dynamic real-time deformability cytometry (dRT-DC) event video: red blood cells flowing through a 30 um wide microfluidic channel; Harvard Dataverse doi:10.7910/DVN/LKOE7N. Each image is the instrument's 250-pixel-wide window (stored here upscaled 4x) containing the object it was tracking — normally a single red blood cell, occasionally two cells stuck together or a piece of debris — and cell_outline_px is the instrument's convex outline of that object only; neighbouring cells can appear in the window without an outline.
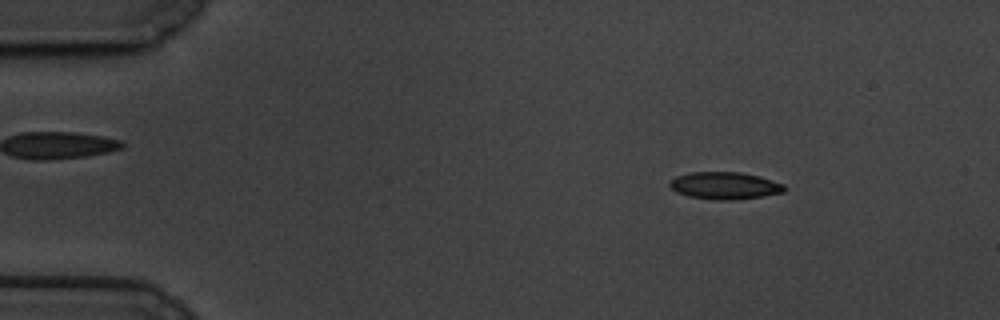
{"species": "common noctule bat (a hibernating species)", "species_latin": "Nyctalus noctula", "temperature_condition": "cold", "stored_images_in_passage": 59, "camera_frame_rate_fps": 3000, "um_per_image_px": 0.085, "animal": {"sex": "male", "body_mass_g": 19.5, "forearm_length_mm": 54.6}, "frame": {"image": 1, "passage_image": 8, "time_ms": 2.333, "image_size_px": [1000, 320], "cell_outline_px": [[788, 188], [784, 192], [760, 196], [732, 200], [712, 200], [688, 196], [676, 192], [668, 184], [668, 180], [676, 176], [692, 172], [740, 172], [760, 176], [784, 184]], "centroid_in_image_um": [61.59, 15.77], "position_along_channel_um": 23.4, "area_um2": 18.32}}
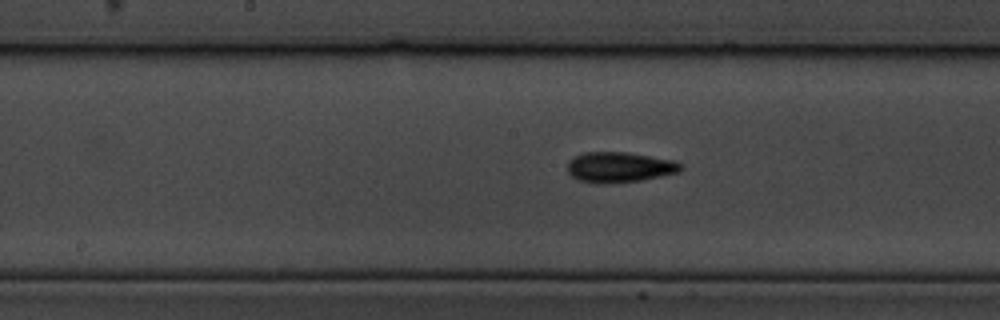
{"frame": {"image": 2, "passage_image": 30, "time_ms": 9.667, "image_size_px": [1000, 320], "cell_outline_px": [[684, 168], [680, 172], [640, 180], [608, 184], [596, 184], [580, 180], [572, 176], [568, 172], [568, 160], [572, 156], [584, 152], [628, 152], [672, 160], [684, 164]], "centroid_in_image_um": [52.65, 14.21], "position_along_channel_um": 195.6, "area_um2": 20.29}}
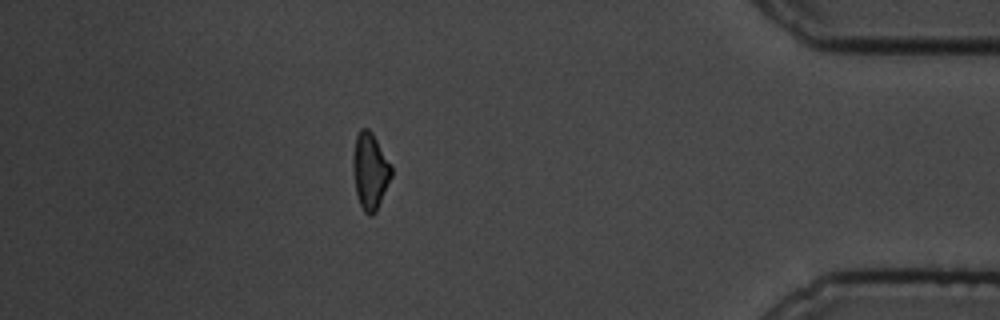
{"frame": {"image": 3, "passage_image": 52, "time_ms": 17.0, "image_size_px": [1000, 320], "cell_outline_px": [[392, 176], [376, 212], [372, 216], [368, 216], [364, 212], [356, 196], [352, 168], [352, 156], [356, 136], [360, 128], [368, 128], [372, 132], [392, 164]], "centroid_in_image_um": [31.45, 14.54], "position_along_channel_um": 403.7, "area_um2": 17.51}, "authors_computed_cell_mechanics": {"area_um2": 18.207, "velocity_mm_per_s": 3.3942, "shape_relaxation_time_tau1_ms": 6.2288, "shape_relaxation_time_tau2_ms": 2.5763, "deformation_change_tau1": 0.1569, "deformation_change_tau2": 0.0887}}